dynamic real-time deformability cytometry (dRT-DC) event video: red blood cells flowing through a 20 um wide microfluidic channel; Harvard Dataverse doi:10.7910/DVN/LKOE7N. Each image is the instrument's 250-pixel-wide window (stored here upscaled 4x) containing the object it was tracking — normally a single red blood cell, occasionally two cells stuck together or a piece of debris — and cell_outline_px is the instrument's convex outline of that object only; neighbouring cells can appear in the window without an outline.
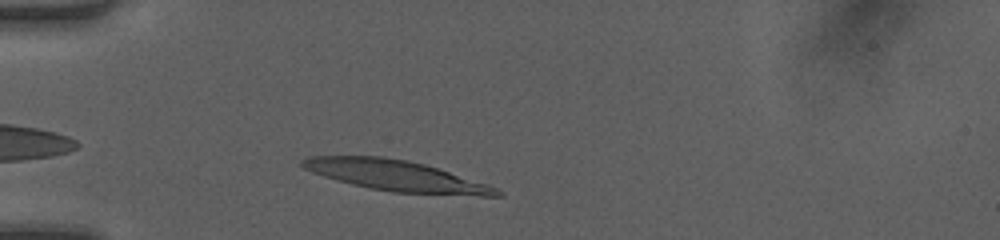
{"species": "human", "species_latin": "Homo sapiens", "temperature_condition": "room temperature", "stored_images_in_passage": 35, "camera_frame_rate_fps": 3000, "um_per_image_px": 0.085, "donor": {"sex": "female"}, "frame": {"image": 1, "passage_image": 3, "time_ms": 0.667, "image_size_px": [1000, 240], "cell_outline_px": [[504, 196], [480, 196], [392, 192], [352, 184], [336, 180], [312, 172], [304, 168], [300, 164], [300, 160], [308, 156], [384, 156], [408, 160], [424, 164], [488, 184], [504, 192]], "centroid_in_image_um": [33.69, 14.93], "position_along_channel_um": 51.3, "area_um2": 34.74}}
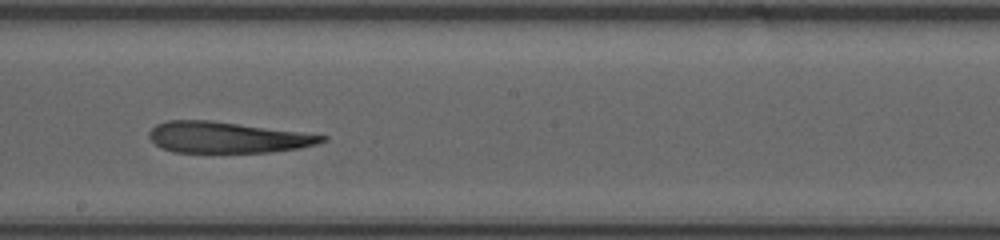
{"frame": {"image": 2, "passage_image": 17, "time_ms": 5.333, "image_size_px": [1000, 240], "cell_outline_px": [[328, 140], [316, 144], [300, 148], [268, 152], [172, 152], [160, 148], [148, 136], [148, 132], [156, 124], [168, 120], [208, 120], [328, 136]], "centroid_in_image_um": [19.26, 11.68], "position_along_channel_um": 228.9, "area_um2": 30.98}}
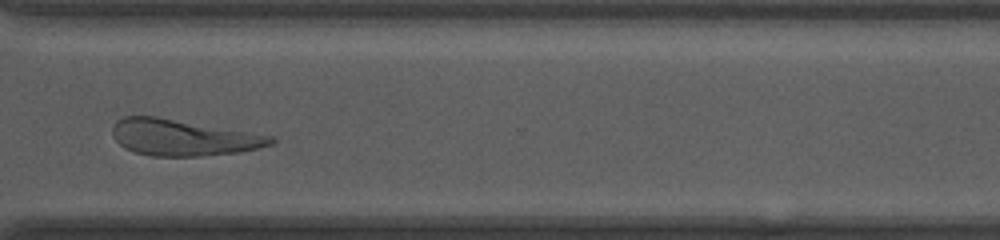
{"frame": {"image": 3, "passage_image": 26, "time_ms": 8.333, "image_size_px": [1000, 240], "cell_outline_px": [[276, 140], [272, 144], [240, 152], [200, 156], [152, 156], [136, 152], [124, 148], [116, 140], [112, 132], [112, 128], [116, 120], [124, 116], [156, 116], [272, 136]], "centroid_in_image_um": [15.52, 11.69], "position_along_channel_um": 355.1, "area_um2": 33.18}, "authors_computed_cell_mechanics": {"area_um2": 34.0442, "velocity_mm_per_s": 4.2081, "shape_relaxation_time_tau1_ms": null, "shape_relaxation_time_tau2_ms": 10.535, "deformation_change_tau1": null, "deformation_change_tau2": 0.3153}}